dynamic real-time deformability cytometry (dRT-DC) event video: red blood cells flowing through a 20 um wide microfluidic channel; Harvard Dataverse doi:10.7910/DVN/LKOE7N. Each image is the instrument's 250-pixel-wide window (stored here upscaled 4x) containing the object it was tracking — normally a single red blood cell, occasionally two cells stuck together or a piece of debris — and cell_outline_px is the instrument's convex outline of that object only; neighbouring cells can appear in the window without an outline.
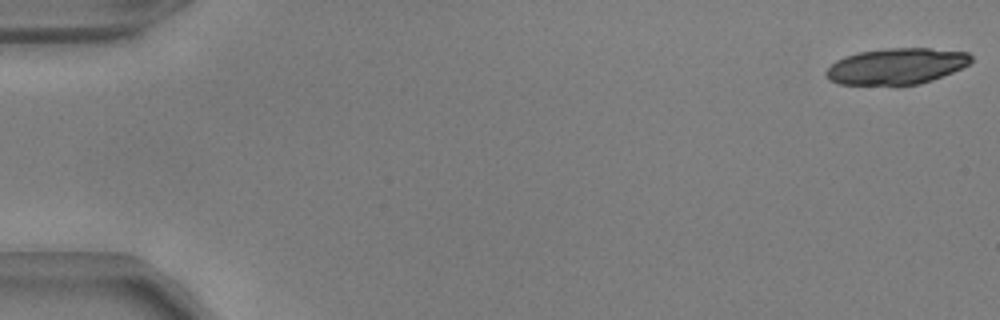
{"species": "common noctule bat (a hibernating species)", "species_latin": "Nyctalus noctula", "temperature_condition": "warm", "stored_images_in_passage": 14, "camera_frame_rate_fps": 3000, "um_per_image_px": 0.085, "animal": {"sex": "male", "body_mass_g": 17.9, "forearm_length_mm": 54.2}, "frame": {"image": 1, "passage_image": 1, "time_ms": 0.0, "image_size_px": [1000, 320], "cell_outline_px": [[972, 60], [968, 64], [952, 72], [932, 80], [920, 84], [896, 88], [840, 84], [828, 80], [824, 72], [836, 60], [844, 56], [860, 52], [888, 48], [928, 48], [968, 52], [972, 56]], "centroid_in_image_um": [76.15, 5.68], "position_along_channel_um": 8.8, "area_um2": 31.44}}